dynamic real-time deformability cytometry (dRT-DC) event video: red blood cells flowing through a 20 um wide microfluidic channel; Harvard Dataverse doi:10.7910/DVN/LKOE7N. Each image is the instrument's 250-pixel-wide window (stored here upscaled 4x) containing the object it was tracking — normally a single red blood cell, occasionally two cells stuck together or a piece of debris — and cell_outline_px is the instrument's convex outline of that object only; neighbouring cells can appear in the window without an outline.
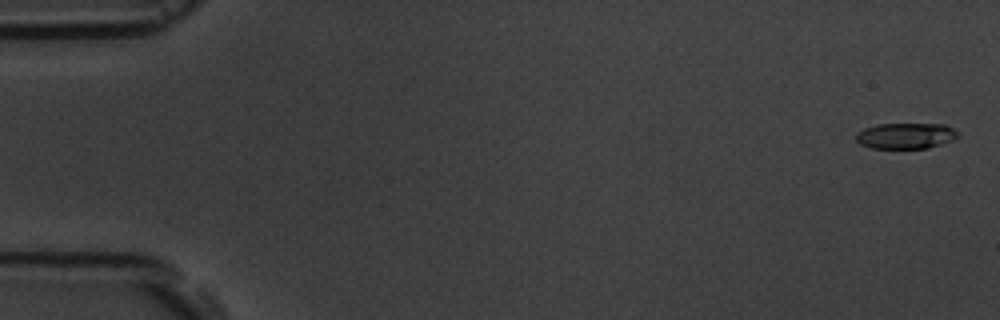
{"species": "common noctule bat (a hibernating species)", "species_latin": "Nyctalus noctula", "temperature_condition": "room temperature", "stored_images_in_passage": 7, "camera_frame_rate_fps": 3000, "um_per_image_px": 0.085, "animal": {"sex": "male", "body_mass_g": 19.5, "forearm_length_mm": 54.6}, "frame": {"image": 1, "passage_image": 1, "time_ms": 0.0, "image_size_px": [1000, 320], "cell_outline_px": [[960, 136], [952, 140], [928, 148], [872, 148], [860, 144], [856, 140], [856, 132], [864, 128], [876, 124], [944, 124], [952, 128]], "centroid_in_image_um": [76.96, 11.54], "position_along_channel_um": 8.0, "area_um2": 15.32}}
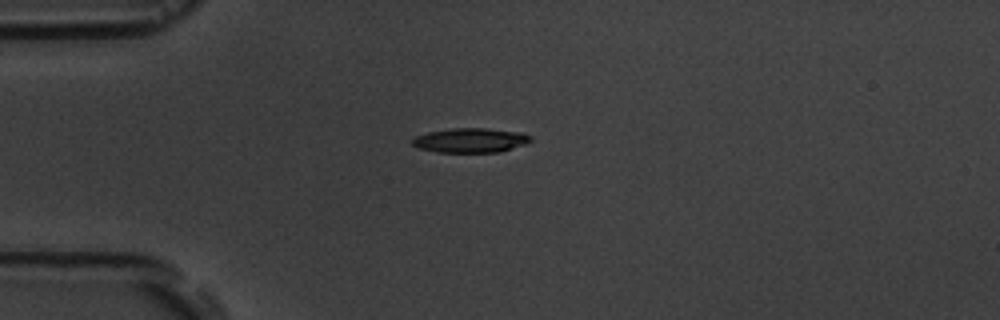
{"frame": {"image": 2, "passage_image": 5, "time_ms": 4.333, "image_size_px": [1000, 320], "cell_outline_px": [[532, 140], [524, 144], [500, 152], [436, 152], [416, 148], [412, 144], [412, 140], [416, 136], [428, 132], [452, 128], [488, 128], [520, 132], [532, 136]], "centroid_in_image_um": [39.98, 11.92], "position_along_channel_um": 45.0, "area_um2": 16.94}}
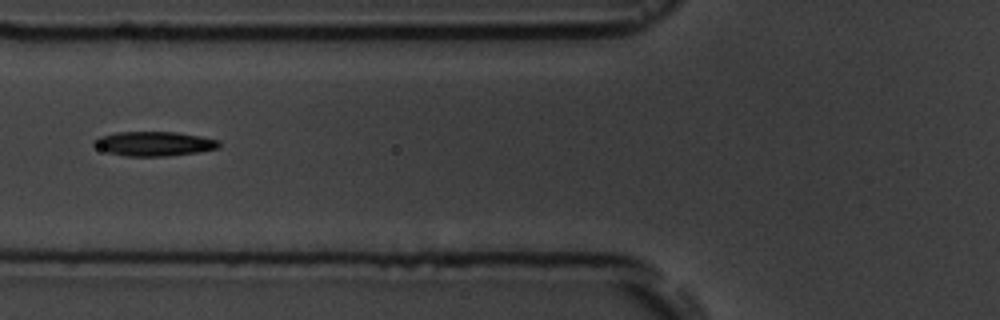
{"frame": {"image": 3, "passage_image": 7, "time_ms": 6.667, "image_size_px": [1000, 320], "cell_outline_px": [[220, 148], [196, 152], [168, 156], [124, 156], [108, 152], [92, 144], [92, 140], [100, 136], [116, 132], [176, 132], [200, 136], [220, 140]], "centroid_in_image_um": [13.1, 12.21], "position_along_channel_um": 112.7, "area_um2": 17.8}}